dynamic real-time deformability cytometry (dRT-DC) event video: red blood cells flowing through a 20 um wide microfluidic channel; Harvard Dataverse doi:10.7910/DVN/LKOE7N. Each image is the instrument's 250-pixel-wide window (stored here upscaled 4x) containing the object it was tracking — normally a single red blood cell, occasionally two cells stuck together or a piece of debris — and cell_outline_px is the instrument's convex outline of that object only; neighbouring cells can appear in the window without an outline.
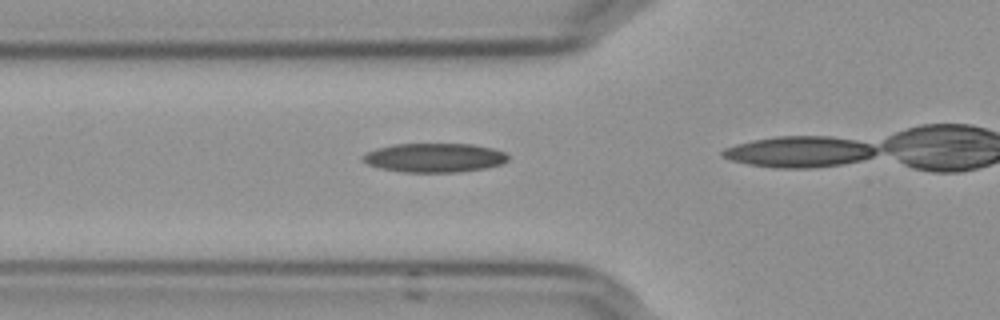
{"species": "Egyptian fruit bat (a non-hibernating species)", "species_latin": "Rousettus aegyptiacus", "temperature_condition": "cold", "stored_images_in_passage": 21, "camera_frame_rate_fps": 3000, "um_per_image_px": 0.085, "frame": {"image": 1, "passage_image": 16, "time_ms": 5.0, "image_size_px": [1000, 320], "cell_outline_px": [[508, 160], [504, 164], [484, 168], [456, 172], [404, 172], [380, 168], [368, 164], [360, 156], [376, 148], [392, 144], [472, 144], [492, 148], [504, 152], [508, 156]], "centroid_in_image_um": [36.93, 13.4], "position_along_channel_um": 88.9, "area_um2": 24.57}}
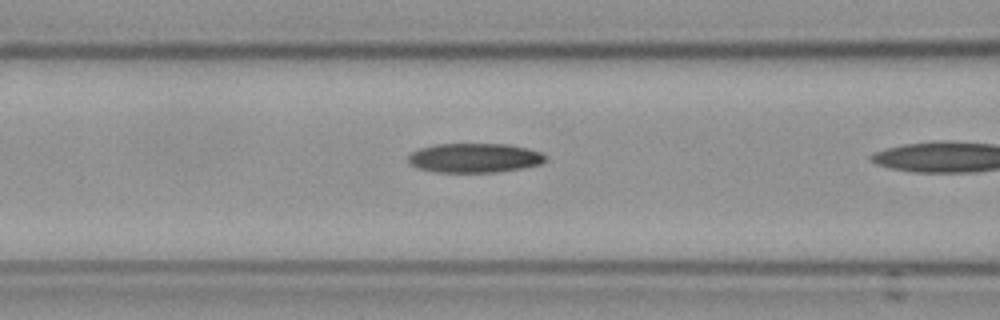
{"frame": {"image": 2, "passage_image": 19, "time_ms": 6.0, "image_size_px": [1000, 320], "cell_outline_px": [[544, 160], [540, 164], [500, 172], [432, 172], [416, 168], [408, 164], [408, 156], [412, 152], [420, 148], [436, 144], [508, 144], [528, 148], [540, 152], [544, 156]], "centroid_in_image_um": [40.27, 13.43], "position_along_channel_um": 126.3, "area_um2": 23.52}}